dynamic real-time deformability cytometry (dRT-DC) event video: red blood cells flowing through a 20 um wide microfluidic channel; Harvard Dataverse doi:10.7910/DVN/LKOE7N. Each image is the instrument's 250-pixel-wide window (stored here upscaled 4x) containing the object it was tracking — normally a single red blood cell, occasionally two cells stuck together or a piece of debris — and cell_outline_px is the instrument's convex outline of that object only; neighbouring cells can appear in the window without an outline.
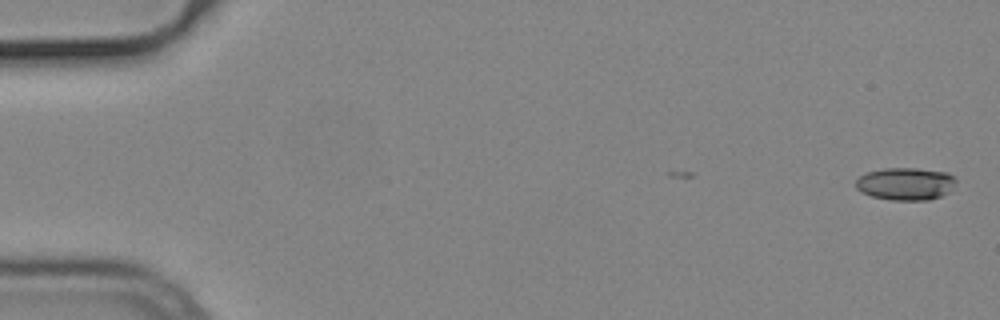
{"species": "common noctule bat (a hibernating species)", "species_latin": "Nyctalus noctula", "temperature_condition": "cold", "stored_images_in_passage": 4, "camera_frame_rate_fps": 3000, "um_per_image_px": 0.085, "animal": {"sex": "male", "body_mass_g": 19.2, "forearm_length_mm": 51.8}, "frame": {"image": 1, "passage_image": 4, "time_ms": 1.0, "image_size_px": [1000, 320], "cell_outline_px": [[956, 180], [948, 192], [940, 196], [928, 200], [892, 200], [872, 196], [860, 192], [856, 188], [856, 180], [860, 176], [868, 172], [884, 168], [916, 168], [948, 172]], "centroid_in_image_um": [76.95, 15.62], "position_along_channel_um": 8.0, "area_um2": 18.9}}